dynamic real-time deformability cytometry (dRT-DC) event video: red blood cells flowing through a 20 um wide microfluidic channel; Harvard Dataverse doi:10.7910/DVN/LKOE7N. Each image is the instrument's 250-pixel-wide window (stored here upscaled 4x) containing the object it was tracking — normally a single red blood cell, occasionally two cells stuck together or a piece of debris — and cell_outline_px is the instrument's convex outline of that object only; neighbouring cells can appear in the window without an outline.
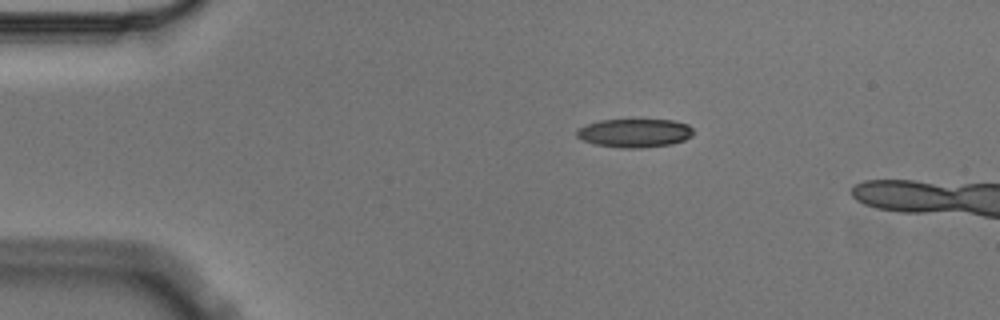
{"species": "Egyptian fruit bat (a non-hibernating species)", "species_latin": "Rousettus aegyptiacus", "temperature_condition": "cold", "stored_images_in_passage": 9, "camera_frame_rate_fps": 3000, "um_per_image_px": 0.085, "animal": {"sex": "male"}, "frame": {"image": 1, "passage_image": 1, "time_ms": 0.0, "image_size_px": [1000, 320], "cell_outline_px": [[692, 136], [684, 140], [672, 144], [640, 148], [620, 148], [592, 144], [576, 136], [576, 132], [580, 128], [588, 124], [600, 120], [672, 120], [688, 124], [692, 128]], "centroid_in_image_um": [53.95, 11.31], "position_along_channel_um": 31.1, "area_um2": 19.36}}
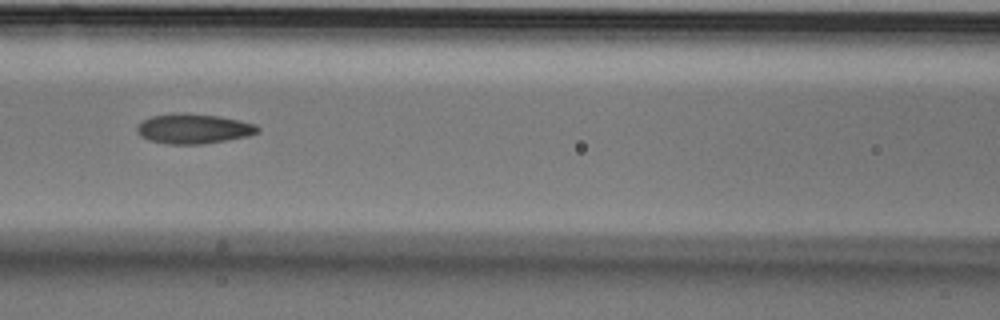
{"frame": {"image": 2, "passage_image": 5, "time_ms": 1.333, "image_size_px": [1000, 320], "cell_outline_px": [[260, 132], [248, 136], [204, 144], [168, 144], [148, 140], [140, 136], [136, 132], [136, 124], [152, 116], [184, 112], [220, 116], [240, 120], [256, 124], [260, 128]], "centroid_in_image_um": [16.45, 10.94], "position_along_channel_um": 150.1, "area_um2": 21.27}}
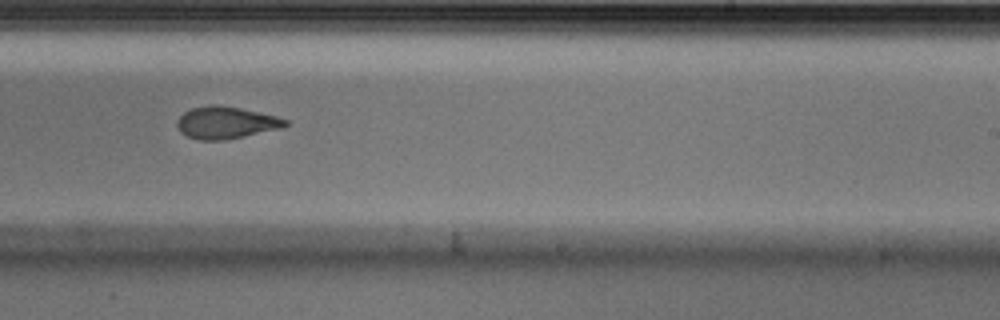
{"frame": {"image": 3, "passage_image": 8, "time_ms": 2.333, "image_size_px": [1000, 320], "cell_outline_px": [[288, 124], [284, 128], [224, 140], [200, 140], [188, 136], [180, 132], [176, 124], [176, 120], [184, 112], [192, 108], [208, 104], [216, 104], [240, 108], [276, 116], [288, 120]], "centroid_in_image_um": [19.2, 10.42], "position_along_channel_um": 269.8, "area_um2": 20.35}}